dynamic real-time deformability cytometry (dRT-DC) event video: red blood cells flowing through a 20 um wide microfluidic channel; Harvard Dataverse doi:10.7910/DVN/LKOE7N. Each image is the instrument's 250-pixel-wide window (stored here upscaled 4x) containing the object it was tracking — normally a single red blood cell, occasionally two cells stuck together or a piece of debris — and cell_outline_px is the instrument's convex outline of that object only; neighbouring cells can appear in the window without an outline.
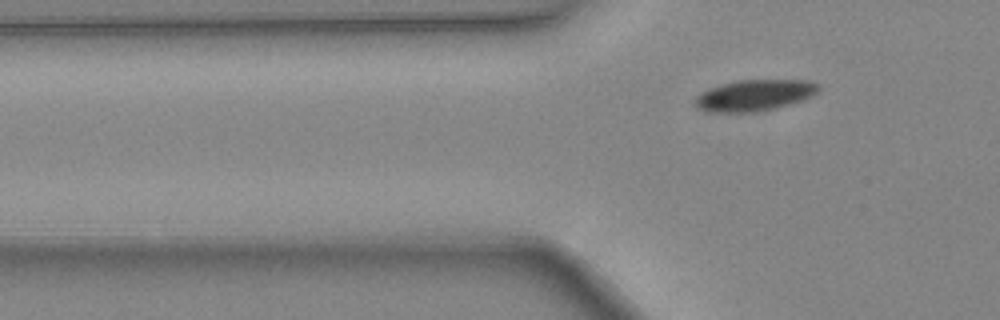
{"species": "common noctule bat (a hibernating species)", "species_latin": "Nyctalus noctula", "temperature_condition": "warm", "stored_images_in_passage": 5, "segment_of_instrument_passage": [2, 2], "camera_frame_rate_fps": 3000, "um_per_image_px": 0.085, "animal": {"sex": "female", "body_mass_g": 24.6, "forearm_length_mm": 56.2}, "frame": {"image": 1, "passage_image": 5, "time_ms": 1.333, "image_size_px": [1000, 320], "cell_outline_px": [[820, 88], [812, 96], [776, 108], [748, 112], [712, 112], [696, 108], [696, 96], [712, 88], [724, 84], [740, 80], [804, 80], [820, 84]], "centroid_in_image_um": [64.16, 8.1], "position_along_channel_um": 61.6, "area_um2": 21.91}}